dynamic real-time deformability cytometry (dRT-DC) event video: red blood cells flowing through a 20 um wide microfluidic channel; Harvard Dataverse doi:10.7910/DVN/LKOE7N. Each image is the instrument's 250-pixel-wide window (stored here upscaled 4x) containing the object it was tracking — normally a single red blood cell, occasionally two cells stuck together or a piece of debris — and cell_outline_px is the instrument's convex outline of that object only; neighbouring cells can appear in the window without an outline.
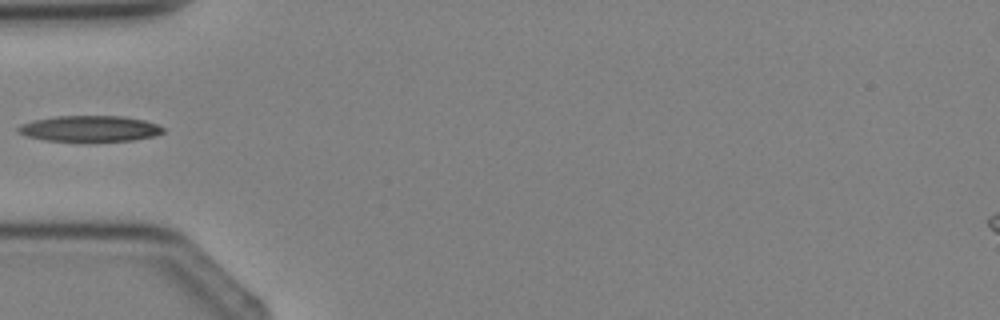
{"species": "Egyptian fruit bat (a non-hibernating species)", "species_latin": "Rousettus aegyptiacus", "temperature_condition": "cold", "stored_images_in_passage": 1, "camera_frame_rate_fps": 3000, "um_per_image_px": 0.085, "animal": {"sex": "female"}, "frame": {"image": 1, "passage_image": 1, "time_ms": 0.0, "image_size_px": [1000, 320], "cell_outline_px": [[164, 132], [152, 136], [132, 140], [84, 144], [44, 140], [28, 136], [16, 132], [16, 128], [20, 124], [32, 120], [56, 116], [124, 116], [144, 120], [156, 124], [164, 128]], "centroid_in_image_um": [7.57, 10.97], "position_along_channel_um": 77.4, "area_um2": 22.83}}